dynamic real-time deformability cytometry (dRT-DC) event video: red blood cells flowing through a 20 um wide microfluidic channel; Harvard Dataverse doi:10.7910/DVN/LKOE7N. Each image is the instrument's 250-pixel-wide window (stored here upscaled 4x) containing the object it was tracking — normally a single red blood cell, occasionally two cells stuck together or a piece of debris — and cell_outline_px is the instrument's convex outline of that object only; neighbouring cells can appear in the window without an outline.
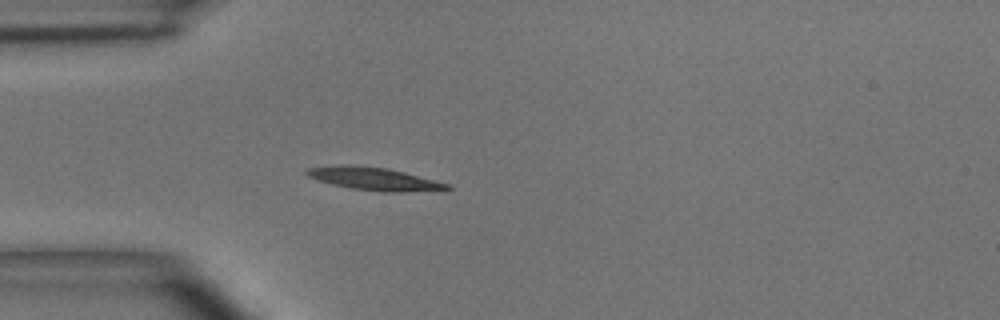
{"species": "common noctule bat (a hibernating species)", "species_latin": "Nyctalus noctula", "temperature_condition": "room temperature", "stored_images_in_passage": 4, "camera_frame_rate_fps": 3000, "um_per_image_px": 0.085, "animal": {"sex": "male", "body_mass_g": 15.6}, "frame": {"image": 1, "passage_image": 4, "time_ms": 3.333, "image_size_px": [1000, 320], "cell_outline_px": [[452, 188], [404, 192], [380, 192], [352, 188], [332, 184], [316, 180], [308, 176], [304, 172], [308, 168], [336, 164], [352, 164], [388, 168], [452, 184]], "centroid_in_image_um": [31.76, 15.18], "position_along_channel_um": 53.2, "area_um2": 18.84}}